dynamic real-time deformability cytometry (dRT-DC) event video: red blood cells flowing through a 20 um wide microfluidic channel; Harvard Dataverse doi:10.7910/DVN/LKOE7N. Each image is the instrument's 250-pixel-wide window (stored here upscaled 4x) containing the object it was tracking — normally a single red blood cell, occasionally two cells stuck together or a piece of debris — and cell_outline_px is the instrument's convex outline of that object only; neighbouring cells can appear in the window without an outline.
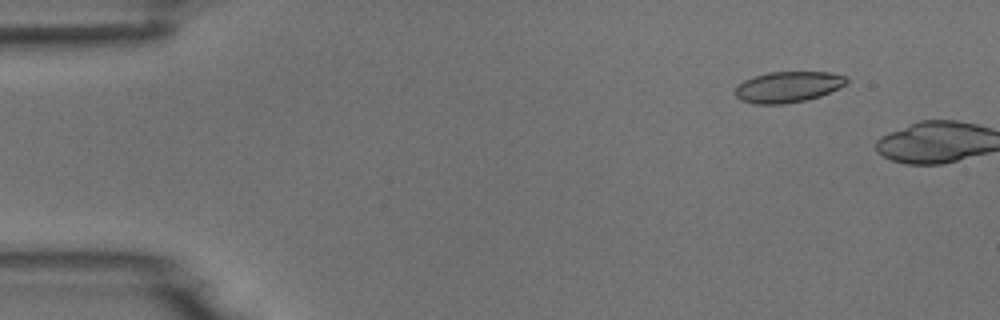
{"species": "common noctule bat (a hibernating species)", "species_latin": "Nyctalus noctula", "temperature_condition": "room temperature", "stored_images_in_passage": 3, "camera_frame_rate_fps": 3000, "um_per_image_px": 0.085, "animal": {"sex": "male", "body_mass_g": 18.8}, "frame": {"image": 1, "passage_image": 2, "time_ms": 1.333, "image_size_px": [1000, 320], "cell_outline_px": [[848, 84], [820, 96], [804, 100], [784, 104], [756, 104], [740, 100], [732, 92], [744, 80], [752, 76], [768, 72], [832, 72], [848, 76]], "centroid_in_image_um": [66.99, 7.38], "position_along_channel_um": 18.0, "area_um2": 20.29}}